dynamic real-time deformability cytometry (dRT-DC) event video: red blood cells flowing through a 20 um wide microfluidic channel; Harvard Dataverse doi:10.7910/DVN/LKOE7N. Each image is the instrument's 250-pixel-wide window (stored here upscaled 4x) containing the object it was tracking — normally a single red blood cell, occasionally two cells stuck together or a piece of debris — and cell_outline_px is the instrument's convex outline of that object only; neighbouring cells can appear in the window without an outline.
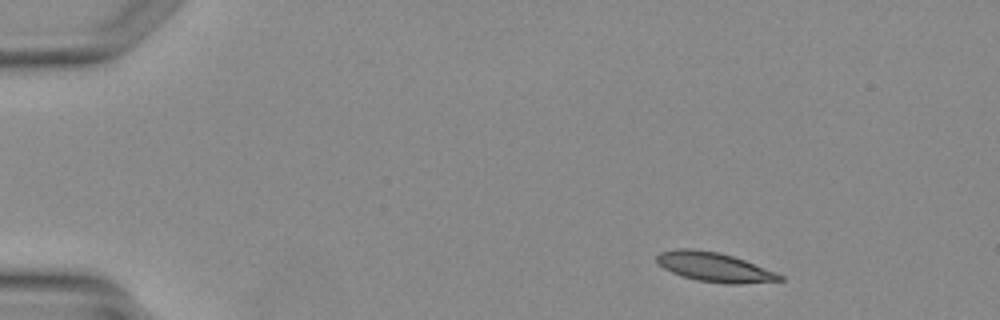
{"species": "Egyptian fruit bat (a non-hibernating species)", "species_latin": "Rousettus aegyptiacus", "temperature_condition": "warm", "stored_images_in_passage": 3, "segment_of_instrument_passage": [1, 2], "camera_frame_rate_fps": 3000, "um_per_image_px": 0.085, "animal": {"sex": "female"}, "frame": {"image": 1, "passage_image": 1, "time_ms": 0.0, "image_size_px": [1000, 320], "cell_outline_px": [[784, 280], [740, 284], [724, 284], [696, 280], [672, 272], [664, 268], [656, 260], [656, 256], [660, 252], [676, 248], [692, 248], [720, 252], [744, 260], [776, 272], [784, 276]], "centroid_in_image_um": [60.73, 22.7], "position_along_channel_um": 24.3, "area_um2": 21.04}}